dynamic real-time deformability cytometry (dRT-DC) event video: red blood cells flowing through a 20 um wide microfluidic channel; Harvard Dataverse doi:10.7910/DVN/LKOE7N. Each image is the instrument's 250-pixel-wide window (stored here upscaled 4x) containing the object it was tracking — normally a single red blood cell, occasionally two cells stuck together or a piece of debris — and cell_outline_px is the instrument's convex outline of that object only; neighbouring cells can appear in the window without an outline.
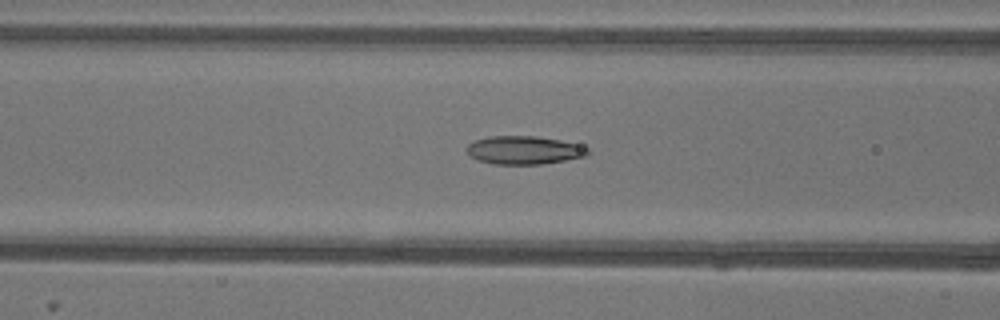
{"species": "common noctule bat (a hibernating species)", "species_latin": "Nyctalus noctula", "temperature_condition": "warm", "stored_images_in_passage": 29, "camera_frame_rate_fps": 3000, "um_per_image_px": 0.085, "animal": {"sex": "female"}, "frame": {"image": 1, "passage_image": 7, "time_ms": 2.0, "image_size_px": [1000, 320], "cell_outline_px": [[592, 152], [584, 156], [544, 164], [492, 164], [480, 160], [472, 156], [464, 148], [468, 144], [476, 140], [488, 136], [536, 136], [560, 140], [576, 144], [588, 148]], "centroid_in_image_um": [44.54, 12.76], "position_along_channel_um": 122.1, "area_um2": 19.83}}
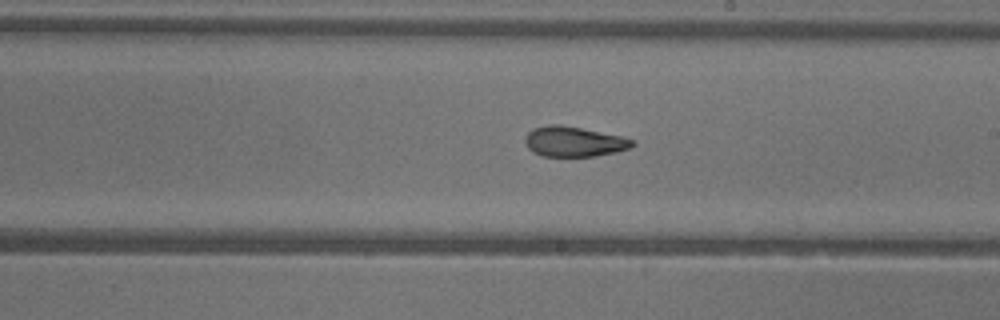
{"frame": {"image": 2, "passage_image": 16, "time_ms": 5.0, "image_size_px": [1000, 320], "cell_outline_px": [[636, 144], [632, 148], [616, 152], [596, 156], [540, 156], [532, 152], [528, 148], [524, 140], [528, 132], [532, 128], [548, 124], [560, 124], [620, 136], [636, 140]], "centroid_in_image_um": [48.78, 12.04], "position_along_channel_um": 240.2, "area_um2": 19.02}}
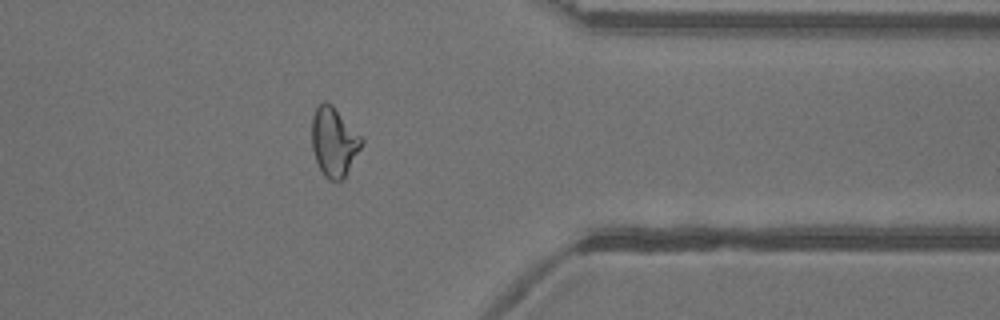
{"frame": {"image": 3, "passage_image": 28, "time_ms": 9.0, "image_size_px": [1000, 320], "cell_outline_px": [[364, 140], [344, 180], [328, 180], [324, 176], [316, 160], [312, 148], [312, 116], [316, 108], [324, 100], [332, 104]], "centroid_in_image_um": [28.37, 12.06], "position_along_channel_um": 383.0, "area_um2": 19.88}}